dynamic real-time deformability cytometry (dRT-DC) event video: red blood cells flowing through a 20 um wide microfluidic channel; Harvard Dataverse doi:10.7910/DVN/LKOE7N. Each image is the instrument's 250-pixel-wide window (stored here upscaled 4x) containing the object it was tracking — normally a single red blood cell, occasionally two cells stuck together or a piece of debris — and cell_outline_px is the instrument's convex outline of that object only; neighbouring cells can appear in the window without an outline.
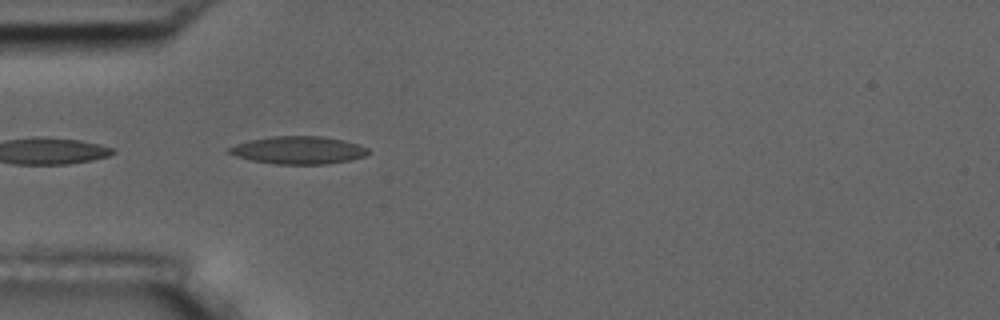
{"species": "common noctule bat (a hibernating species)", "species_latin": "Nyctalus noctula", "temperature_condition": "room temperature", "stored_images_in_passage": 7, "camera_frame_rate_fps": 3000, "um_per_image_px": 0.085, "animal": {"sex": "male", "body_mass_g": 17.5, "forearm_length_mm": 52.3}, "frame": {"image": 1, "passage_image": 5, "time_ms": 1.333, "image_size_px": [1000, 320], "cell_outline_px": [[372, 152], [364, 156], [348, 160], [324, 164], [276, 164], [252, 160], [236, 156], [228, 152], [224, 148], [248, 140], [272, 136], [320, 136], [344, 140], [360, 144], [368, 148]], "centroid_in_image_um": [25.36, 12.75], "position_along_channel_um": 59.6, "area_um2": 22.54}}